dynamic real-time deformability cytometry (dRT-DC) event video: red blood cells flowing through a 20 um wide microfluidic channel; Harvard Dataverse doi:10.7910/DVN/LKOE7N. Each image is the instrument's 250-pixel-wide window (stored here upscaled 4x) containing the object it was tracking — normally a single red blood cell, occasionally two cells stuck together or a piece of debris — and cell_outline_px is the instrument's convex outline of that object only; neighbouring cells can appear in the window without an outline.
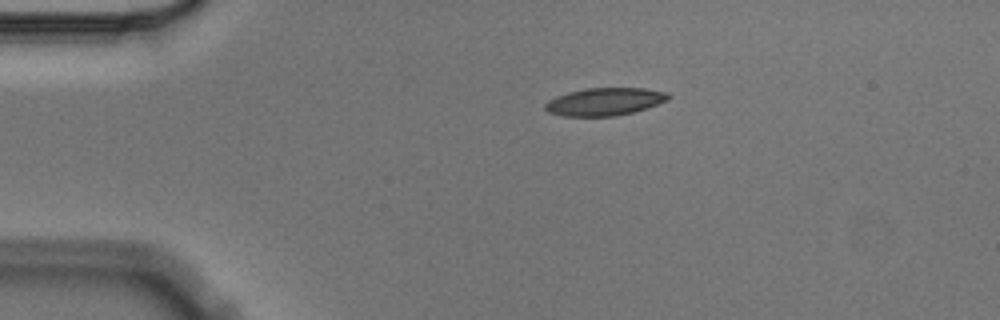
{"species": "Egyptian fruit bat (a non-hibernating species)", "species_latin": "Rousettus aegyptiacus", "temperature_condition": "cold", "stored_images_in_passage": 6, "camera_frame_rate_fps": 3000, "um_per_image_px": 0.085, "animal": {"sex": "male"}, "frame": {"image": 1, "passage_image": 1, "time_ms": 0.0, "image_size_px": [1000, 320], "cell_outline_px": [[672, 96], [668, 100], [632, 112], [616, 116], [560, 116], [548, 112], [544, 108], [544, 104], [548, 100], [556, 96], [568, 92], [584, 88], [644, 88], [668, 92]], "centroid_in_image_um": [51.37, 8.63], "position_along_channel_um": 33.6, "area_um2": 19.94}}
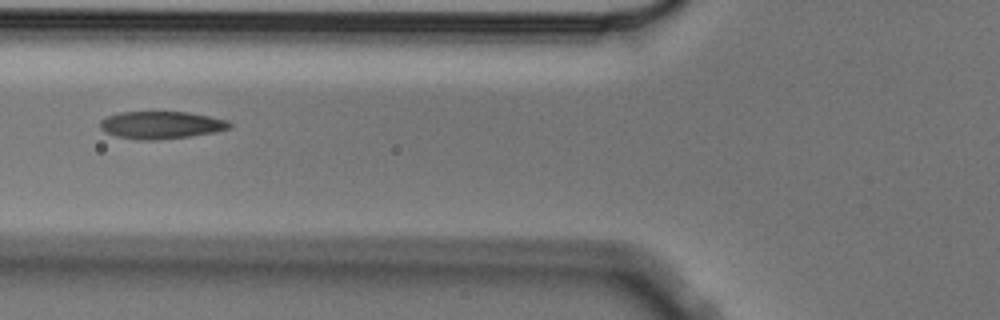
{"frame": {"image": 2, "passage_image": 4, "time_ms": 1.0, "image_size_px": [1000, 320], "cell_outline_px": [[232, 128], [216, 132], [192, 136], [156, 140], [140, 140], [116, 136], [104, 132], [100, 128], [100, 120], [108, 116], [120, 112], [188, 112], [228, 120], [232, 124]], "centroid_in_image_um": [13.71, 10.63], "position_along_channel_um": 112.1, "area_um2": 20.87}}
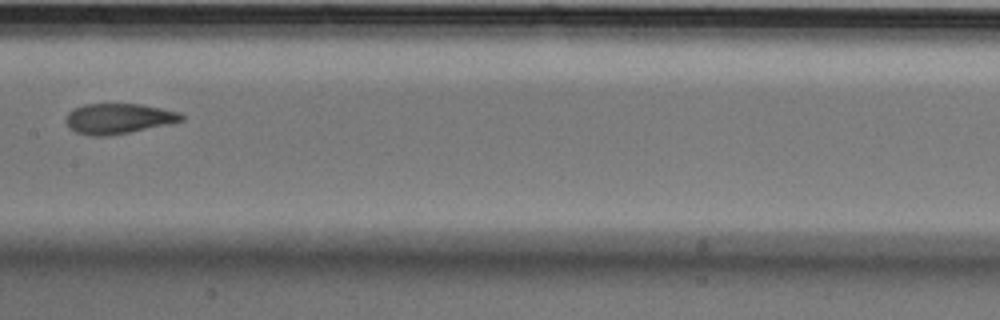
{"frame": {"image": 3, "passage_image": 6, "time_ms": 1.667, "image_size_px": [1000, 320], "cell_outline_px": [[184, 120], [128, 132], [108, 136], [88, 136], [76, 132], [68, 128], [64, 120], [68, 112], [84, 104], [140, 104], [180, 112], [184, 116]], "centroid_in_image_um": [10.0, 10.08], "position_along_channel_um": 197.4, "area_um2": 20.29}}